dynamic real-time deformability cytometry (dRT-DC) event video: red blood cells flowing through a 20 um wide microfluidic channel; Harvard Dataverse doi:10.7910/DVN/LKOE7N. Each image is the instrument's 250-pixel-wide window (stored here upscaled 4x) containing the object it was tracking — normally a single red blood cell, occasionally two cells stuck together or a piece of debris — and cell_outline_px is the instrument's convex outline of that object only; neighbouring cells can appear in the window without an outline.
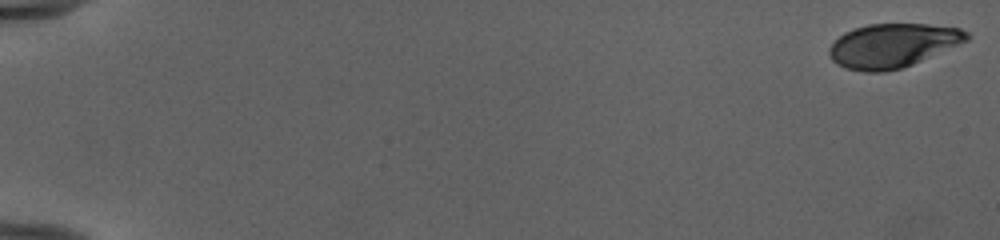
{"species": "human", "species_latin": "Homo sapiens", "temperature_condition": "cold", "stored_images_in_passage": 53, "camera_frame_rate_fps": 3000, "um_per_image_px": 0.085, "donor": {"sex": "female"}, "frame": {"image": 1, "passage_image": 1, "time_ms": 0.0, "image_size_px": [1000, 240], "cell_outline_px": [[968, 40], [912, 64], [900, 68], [884, 72], [864, 72], [844, 68], [836, 64], [832, 60], [828, 52], [828, 48], [844, 32], [868, 24], [928, 24], [960, 28], [968, 32]], "centroid_in_image_um": [75.84, 3.87], "position_along_channel_um": 9.2, "area_um2": 34.97}}
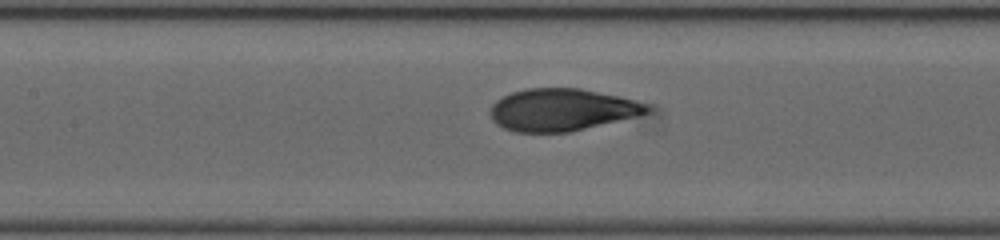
{"frame": {"image": 2, "passage_image": 27, "time_ms": 8.667, "image_size_px": [1000, 240], "cell_outline_px": [[652, 108], [648, 112], [636, 116], [568, 132], [512, 132], [496, 124], [492, 120], [488, 112], [492, 104], [496, 100], [512, 92], [528, 88], [580, 88], [620, 96], [648, 104]], "centroid_in_image_um": [47.71, 9.32], "position_along_channel_um": 159.7, "area_um2": 38.55}}
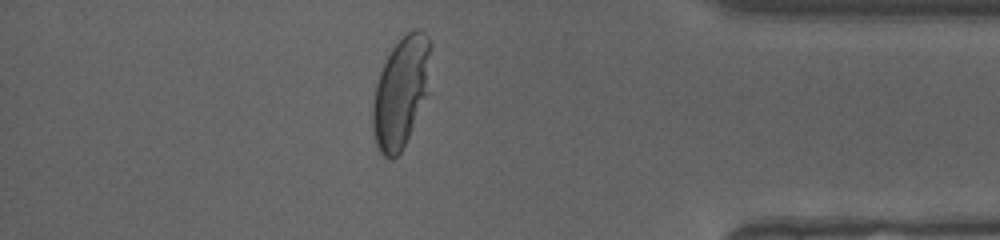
{"frame": {"image": 3, "passage_image": 47, "time_ms": 15.333, "image_size_px": [1000, 240], "cell_outline_px": [[432, 44], [428, 96], [400, 152], [392, 160], [388, 160], [380, 152], [376, 144], [372, 128], [372, 104], [376, 84], [380, 72], [392, 48], [408, 32], [416, 28], [420, 28], [428, 36]], "centroid_in_image_um": [34.1, 7.81], "position_along_channel_um": 401.1, "area_um2": 37.63}, "authors_computed_cell_mechanics": {"area_um2": 38.0324, "velocity_mm_per_s": 3.9813, "shape_relaxation_time_tau1_ms": 4.9811, "shape_relaxation_time_tau2_ms": null, "deformation_change_tau1": 0.2214, "deformation_change_tau2": null}}